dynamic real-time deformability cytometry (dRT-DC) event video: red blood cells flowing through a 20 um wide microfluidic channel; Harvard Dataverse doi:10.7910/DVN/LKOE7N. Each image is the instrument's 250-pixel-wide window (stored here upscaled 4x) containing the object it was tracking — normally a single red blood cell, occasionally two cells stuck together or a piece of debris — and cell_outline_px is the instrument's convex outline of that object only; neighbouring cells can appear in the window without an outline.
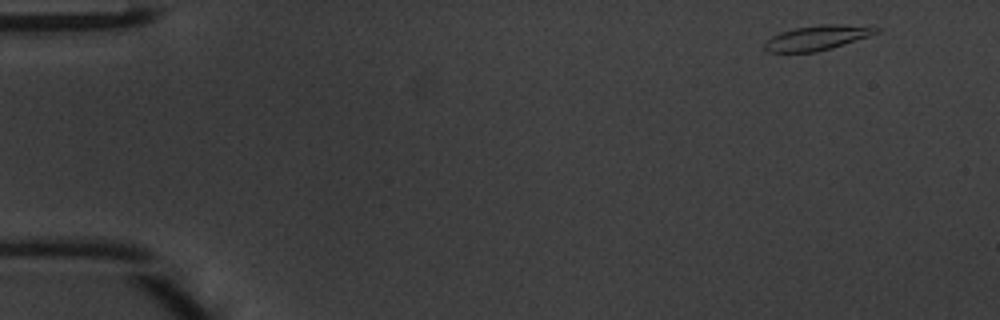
{"species": "common noctule bat (a hibernating species)", "species_latin": "Nyctalus noctula", "temperature_condition": "warm", "stored_images_in_passage": 45, "camera_frame_rate_fps": 3000, "um_per_image_px": 0.085, "animal": {"sex": "male", "body_mass_g": 20.1, "forearm_length_mm": 53.5}, "frame": {"image": 1, "passage_image": 1, "time_ms": 0.0, "image_size_px": [1000, 320], "cell_outline_px": [[880, 32], [832, 48], [816, 52], [768, 52], [764, 48], [764, 44], [772, 36], [780, 32], [796, 28], [820, 24], [832, 24], [880, 28]], "centroid_in_image_um": [69.42, 3.22], "position_along_channel_um": 15.6, "area_um2": 15.78}}
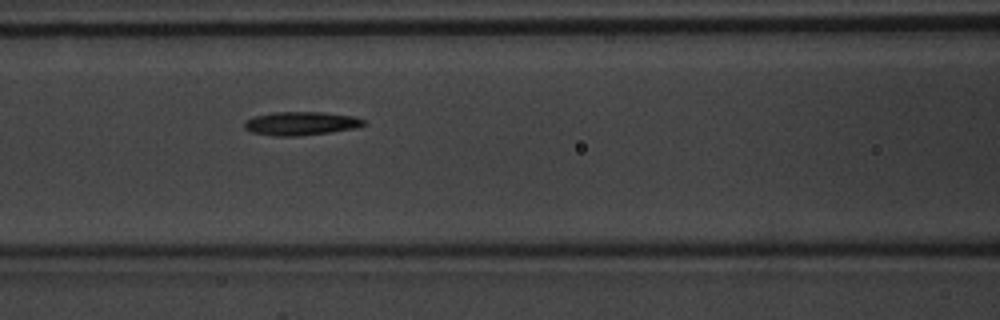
{"frame": {"image": 2, "passage_image": 18, "time_ms": 5.667, "image_size_px": [1000, 320], "cell_outline_px": [[368, 124], [356, 128], [332, 132], [300, 136], [276, 136], [252, 132], [244, 128], [244, 120], [256, 116], [272, 112], [320, 112], [352, 116], [368, 120]], "centroid_in_image_um": [25.62, 10.49], "position_along_channel_um": 141.0, "area_um2": 16.53}}
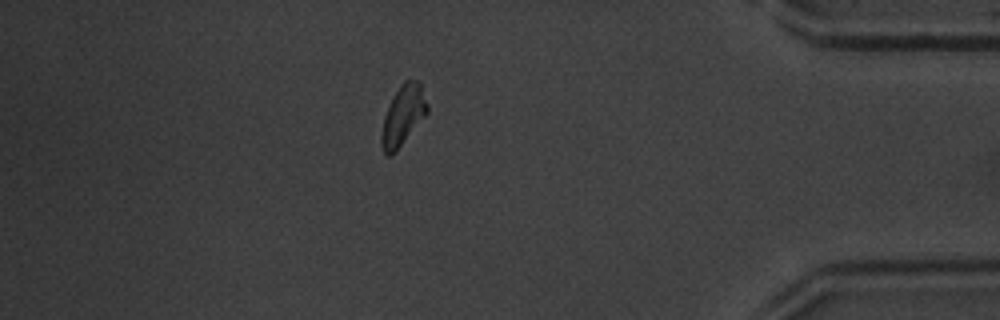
{"frame": {"image": 3, "passage_image": 39, "time_ms": 12.667, "image_size_px": [1000, 320], "cell_outline_px": [[428, 112], [396, 152], [392, 156], [384, 156], [380, 144], [380, 136], [384, 116], [392, 96], [400, 84], [404, 80], [420, 80], [428, 104]], "centroid_in_image_um": [34.24, 9.83], "position_along_channel_um": 401.0, "area_um2": 16.42}, "authors_computed_cell_mechanics": {"area_um2": 15.7216, "velocity_mm_per_s": 4.2257, "shape_relaxation_time_tau1_ms": 4.0044, "shape_relaxation_time_tau2_ms": null, "deformation_change_tau1": 0.1594, "deformation_change_tau2": null}}